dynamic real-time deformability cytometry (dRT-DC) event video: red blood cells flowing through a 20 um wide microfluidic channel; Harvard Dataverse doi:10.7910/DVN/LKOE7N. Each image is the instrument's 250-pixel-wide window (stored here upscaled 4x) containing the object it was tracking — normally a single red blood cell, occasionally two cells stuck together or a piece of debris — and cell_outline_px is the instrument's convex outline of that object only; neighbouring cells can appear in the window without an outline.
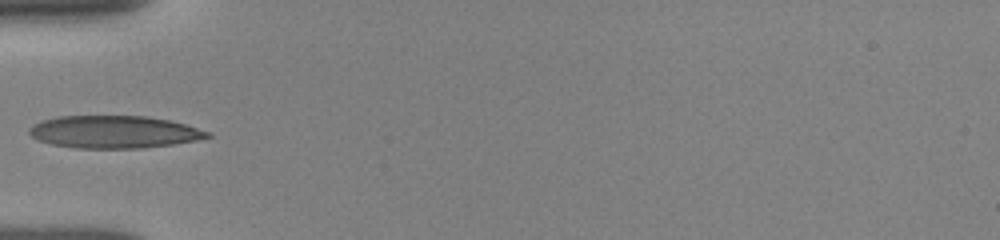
{"species": "human", "species_latin": "Homo sapiens", "temperature_condition": "room temperature", "stored_images_in_passage": 13, "camera_frame_rate_fps": 3000, "um_per_image_px": 0.085, "donor": {"sex": "female"}, "frame": {"image": 1, "passage_image": 1, "time_ms": 0.0, "image_size_px": [1000, 240], "cell_outline_px": [[212, 136], [196, 140], [172, 144], [140, 148], [76, 148], [52, 144], [40, 140], [32, 136], [28, 132], [28, 128], [32, 124], [40, 120], [56, 116], [148, 116], [172, 120], [212, 132]], "centroid_in_image_um": [9.69, 11.2], "position_along_channel_um": 75.3, "area_um2": 33.93}}
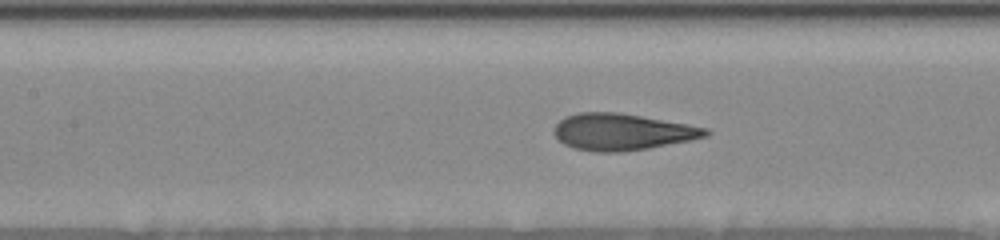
{"frame": {"image": 2, "passage_image": 7, "time_ms": 2.0, "image_size_px": [1000, 240], "cell_outline_px": [[712, 132], [708, 136], [648, 148], [620, 152], [592, 152], [572, 148], [564, 144], [552, 132], [556, 124], [564, 116], [576, 112], [620, 112], [688, 124], [708, 128]], "centroid_in_image_um": [52.85, 11.2], "position_along_channel_um": 154.5, "area_um2": 32.54}}
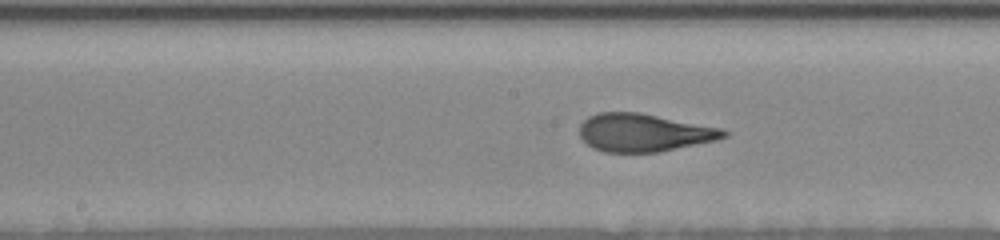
{"frame": {"image": 3, "passage_image": 11, "time_ms": 3.0, "image_size_px": [1000, 240], "cell_outline_px": [[728, 136], [716, 140], [660, 152], [604, 152], [592, 148], [580, 136], [580, 124], [588, 116], [600, 112], [640, 112], [720, 128], [728, 132]], "centroid_in_image_um": [54.71, 11.27], "position_along_channel_um": 193.5, "area_um2": 31.79}}